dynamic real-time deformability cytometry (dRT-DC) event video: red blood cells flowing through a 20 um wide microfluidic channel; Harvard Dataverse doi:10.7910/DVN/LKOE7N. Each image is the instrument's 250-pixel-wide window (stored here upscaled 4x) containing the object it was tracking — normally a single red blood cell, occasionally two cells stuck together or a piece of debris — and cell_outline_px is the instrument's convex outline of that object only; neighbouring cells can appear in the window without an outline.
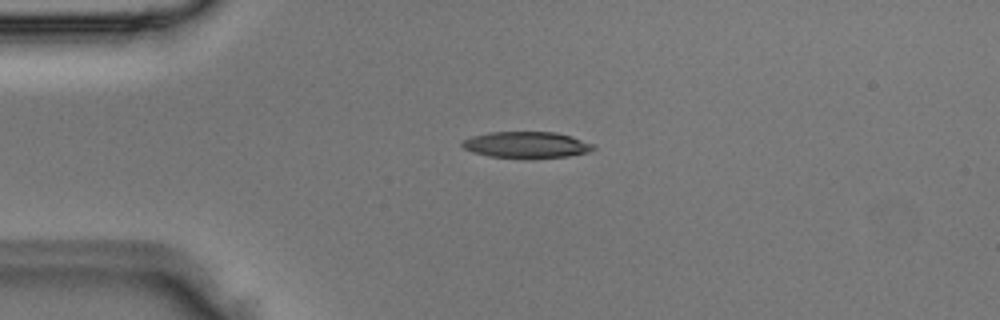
{"species": "Egyptian fruit bat (a non-hibernating species)", "species_latin": "Rousettus aegyptiacus", "temperature_condition": "room temperature", "stored_images_in_passage": 4, "camera_frame_rate_fps": 3000, "um_per_image_px": 0.085, "animal": {"sex": "male"}, "frame": {"image": 1, "passage_image": 4, "time_ms": 1.0, "image_size_px": [1000, 320], "cell_outline_px": [[596, 148], [588, 152], [568, 156], [488, 156], [472, 152], [464, 148], [460, 144], [464, 140], [472, 136], [488, 132], [556, 132], [572, 136], [596, 144]], "centroid_in_image_um": [44.78, 12.27], "position_along_channel_um": 40.2, "area_um2": 19.59}}